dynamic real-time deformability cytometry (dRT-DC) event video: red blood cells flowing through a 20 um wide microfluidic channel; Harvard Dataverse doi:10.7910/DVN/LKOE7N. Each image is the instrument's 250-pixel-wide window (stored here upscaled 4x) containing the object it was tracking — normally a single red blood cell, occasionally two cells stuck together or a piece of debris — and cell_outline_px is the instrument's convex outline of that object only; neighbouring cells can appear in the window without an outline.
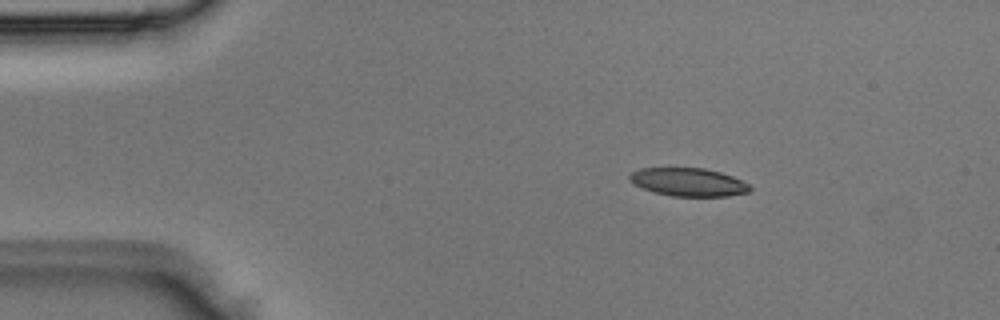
{"species": "Egyptian fruit bat (a non-hibernating species)", "species_latin": "Rousettus aegyptiacus", "temperature_condition": "room temperature", "stored_images_in_passage": 3, "camera_frame_rate_fps": 3000, "um_per_image_px": 0.085, "animal": {"sex": "male"}, "frame": {"image": 1, "passage_image": 1, "time_ms": 0.0, "image_size_px": [1000, 320], "cell_outline_px": [[752, 188], [748, 192], [728, 196], [672, 196], [652, 192], [632, 184], [628, 180], [628, 176], [632, 172], [640, 168], [704, 168], [720, 172], [732, 176], [748, 184]], "centroid_in_image_um": [58.46, 15.48], "position_along_channel_um": 26.5, "area_um2": 19.83}}